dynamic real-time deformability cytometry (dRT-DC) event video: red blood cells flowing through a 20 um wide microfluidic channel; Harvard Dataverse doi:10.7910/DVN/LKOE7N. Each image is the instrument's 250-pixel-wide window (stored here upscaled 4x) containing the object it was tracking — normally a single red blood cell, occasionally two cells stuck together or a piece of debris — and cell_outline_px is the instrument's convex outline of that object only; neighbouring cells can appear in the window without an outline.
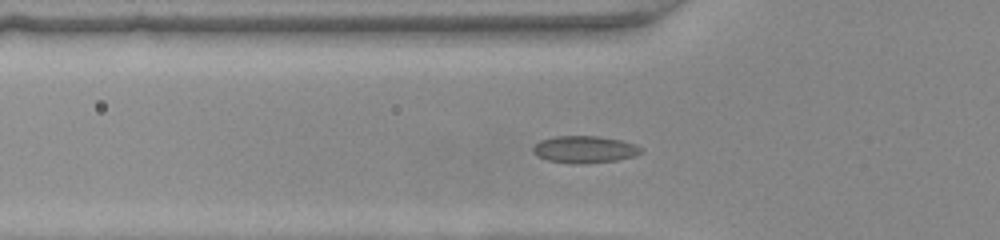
{"species": "common noctule bat (a hibernating species)", "species_latin": "Nyctalus noctula", "temperature_condition": "warm", "stored_images_in_passage": 44, "camera_frame_rate_fps": 3000, "um_per_image_px": 0.085, "animal": {"sex": "female", "body_mass_g": 22.0, "forearm_length_mm": 56.7}, "frame": {"image": 1, "passage_image": 12, "time_ms": 3.667, "image_size_px": [1000, 240], "cell_outline_px": [[644, 152], [636, 156], [616, 160], [584, 164], [572, 164], [548, 160], [536, 156], [532, 152], [532, 148], [540, 140], [556, 136], [596, 136], [620, 140], [636, 144], [644, 148]], "centroid_in_image_um": [49.72, 12.71], "position_along_channel_um": 76.1, "area_um2": 17.28}}
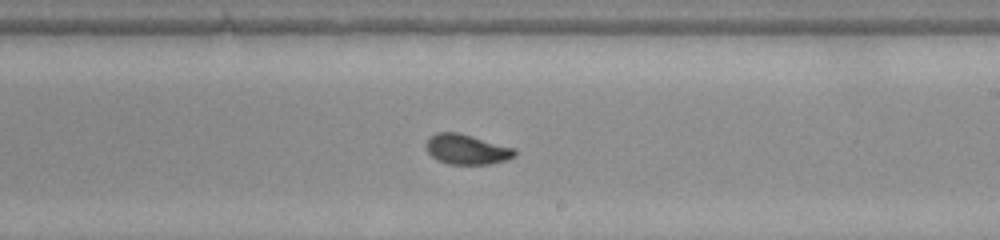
{"frame": {"image": 2, "passage_image": 24, "time_ms": 7.667, "image_size_px": [1000, 240], "cell_outline_px": [[516, 156], [492, 164], [448, 164], [436, 160], [428, 152], [424, 144], [428, 136], [436, 132], [456, 132], [516, 148]], "centroid_in_image_um": [39.63, 12.69], "position_along_channel_um": 249.4, "area_um2": 15.66}}
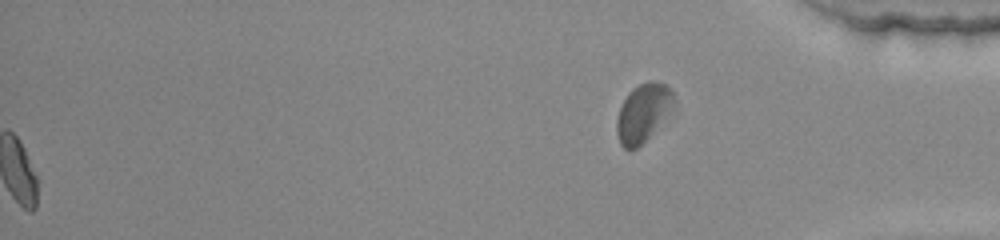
{"frame": {"image": 3, "passage_image": 44, "time_ms": 14.333, "image_size_px": [1000, 240], "cell_outline_px": [[676, 112], [636, 148], [624, 148], [620, 144], [616, 132], [616, 120], [620, 108], [628, 92], [632, 88], [640, 84], [652, 80], [664, 84], [672, 92]], "centroid_in_image_um": [54.71, 9.59], "position_along_channel_um": 380.5, "area_um2": 19.71}}